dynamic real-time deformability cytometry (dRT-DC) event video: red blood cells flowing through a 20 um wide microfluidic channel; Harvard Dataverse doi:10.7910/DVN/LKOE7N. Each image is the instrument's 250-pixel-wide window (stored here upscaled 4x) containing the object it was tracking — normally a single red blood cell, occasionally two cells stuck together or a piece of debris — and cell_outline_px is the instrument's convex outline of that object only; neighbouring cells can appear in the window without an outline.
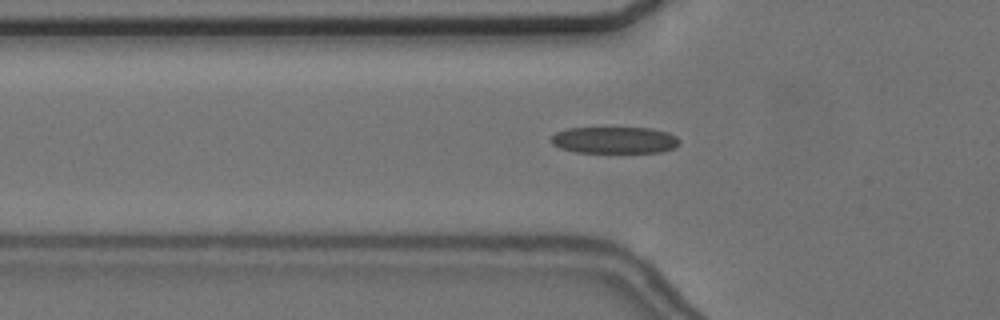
{"species": "common noctule bat (a hibernating species)", "species_latin": "Nyctalus noctula", "temperature_condition": "cold", "stored_images_in_passage": 56, "camera_frame_rate_fps": 3000, "um_per_image_px": 0.085, "animal": {"sex": "female", "body_mass_g": 24.6, "forearm_length_mm": 56.2}, "frame": {"image": 1, "passage_image": 19, "time_ms": 6.0, "image_size_px": [1000, 320], "cell_outline_px": [[680, 144], [672, 148], [660, 152], [576, 152], [560, 148], [552, 144], [552, 136], [556, 132], [568, 128], [652, 128], [668, 132], [676, 136], [680, 140]], "centroid_in_image_um": [52.25, 11.9], "position_along_channel_um": 73.5, "area_um2": 19.88}}
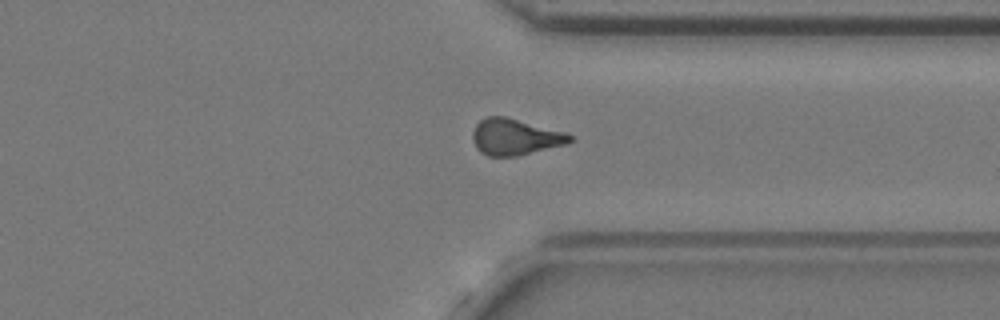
{"frame": {"image": 2, "passage_image": 43, "time_ms": 14.0, "image_size_px": [1000, 320], "cell_outline_px": [[576, 140], [568, 144], [516, 156], [488, 156], [480, 152], [476, 148], [472, 140], [472, 132], [476, 124], [480, 120], [488, 116], [508, 116], [568, 132]], "centroid_in_image_um": [43.82, 11.62], "position_along_channel_um": 367.6, "area_um2": 21.1}}
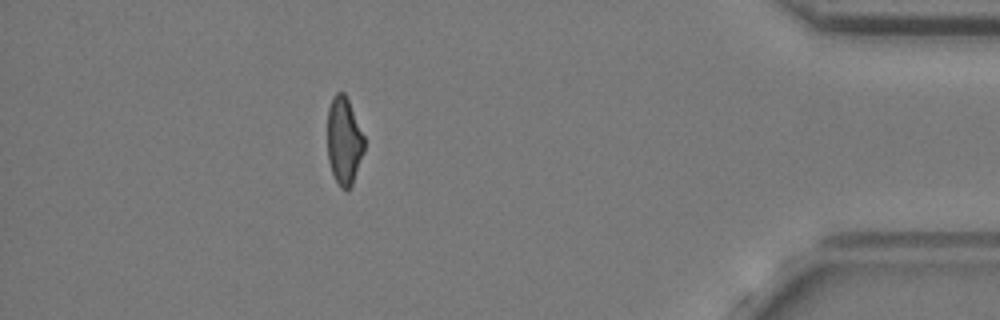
{"frame": {"image": 3, "passage_image": 50, "time_ms": 16.333, "image_size_px": [1000, 320], "cell_outline_px": [[364, 152], [352, 184], [348, 192], [340, 188], [332, 172], [328, 160], [328, 108], [332, 96], [336, 92], [344, 92], [348, 100], [364, 136]], "centroid_in_image_um": [29.24, 11.99], "position_along_channel_um": 406.0, "area_um2": 18.79}, "authors_computed_cell_mechanics": {"area_um2": 20.0566, "velocity_mm_per_s": 3.6691, "shape_relaxation_time_tau1_ms": null, "shape_relaxation_time_tau2_ms": 4.9651, "deformation_change_tau1": null, "deformation_change_tau2": 0.1272}}